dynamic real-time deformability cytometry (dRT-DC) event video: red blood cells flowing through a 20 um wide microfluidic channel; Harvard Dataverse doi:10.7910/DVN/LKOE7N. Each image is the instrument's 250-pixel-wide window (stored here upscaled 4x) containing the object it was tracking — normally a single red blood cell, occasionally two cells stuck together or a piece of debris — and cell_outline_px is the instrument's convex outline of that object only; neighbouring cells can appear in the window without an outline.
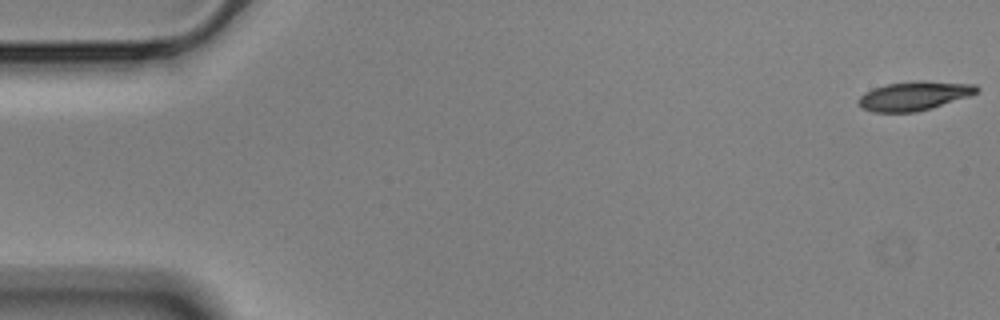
{"species": "Egyptian fruit bat (a non-hibernating species)", "species_latin": "Rousettus aegyptiacus", "temperature_condition": "cold", "stored_images_in_passage": 57, "camera_frame_rate_fps": 3000, "um_per_image_px": 0.085, "animal": {"sex": "male"}, "frame": {"image": 1, "passage_image": 1, "time_ms": 0.0, "image_size_px": [1000, 320], "cell_outline_px": [[980, 88], [976, 92], [968, 96], [932, 108], [916, 112], [872, 112], [864, 108], [856, 100], [864, 92], [888, 84], [912, 80], [924, 80], [976, 84]], "centroid_in_image_um": [77.71, 8.13], "position_along_channel_um": 7.3, "area_um2": 20.0}}
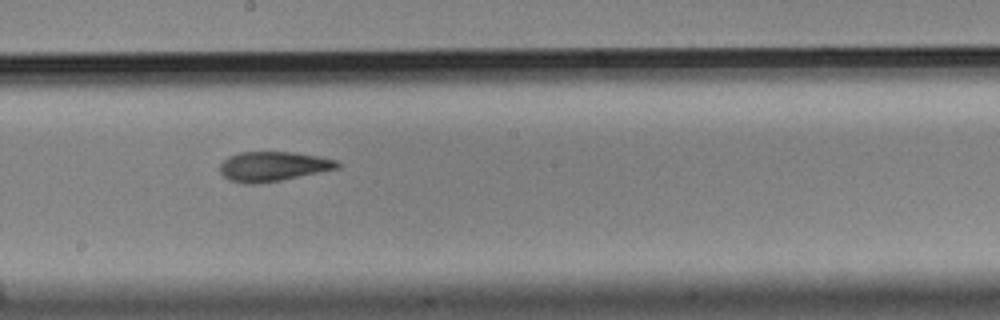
{"frame": {"image": 2, "passage_image": 31, "time_ms": 10.0, "image_size_px": [1000, 320], "cell_outline_px": [[340, 168], [280, 180], [256, 184], [244, 184], [228, 180], [220, 172], [220, 164], [228, 156], [240, 152], [292, 152], [320, 156], [340, 160]], "centroid_in_image_um": [23.22, 14.14], "position_along_channel_um": 225.0, "area_um2": 20.46}}
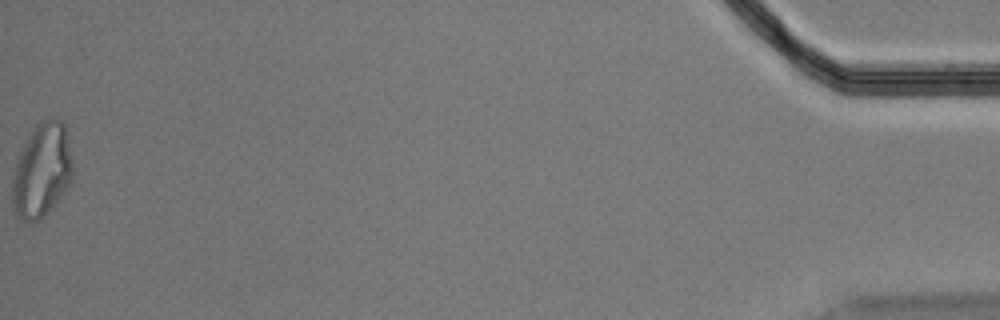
{"frame": {"image": 3, "passage_image": 57, "time_ms": 18.667, "image_size_px": [1000, 320], "cell_outline_px": [[72, 180], [56, 204], [40, 220], [24, 220], [16, 212], [12, 200], [12, 176], [20, 152], [24, 144], [36, 124], [44, 120], [60, 120], [64, 124], [72, 160]], "centroid_in_image_um": [3.57, 14.51], "position_along_channel_um": 431.6, "area_um2": 32.54}, "authors_computed_cell_mechanics": {"area_um2": 20.7502, "velocity_mm_per_s": 3.5352, "shape_relaxation_time_tau1_ms": 4.4924, "shape_relaxation_time_tau2_ms": 2.8309, "deformation_change_tau1": 0.1558, "deformation_change_tau2": 0.1105}}